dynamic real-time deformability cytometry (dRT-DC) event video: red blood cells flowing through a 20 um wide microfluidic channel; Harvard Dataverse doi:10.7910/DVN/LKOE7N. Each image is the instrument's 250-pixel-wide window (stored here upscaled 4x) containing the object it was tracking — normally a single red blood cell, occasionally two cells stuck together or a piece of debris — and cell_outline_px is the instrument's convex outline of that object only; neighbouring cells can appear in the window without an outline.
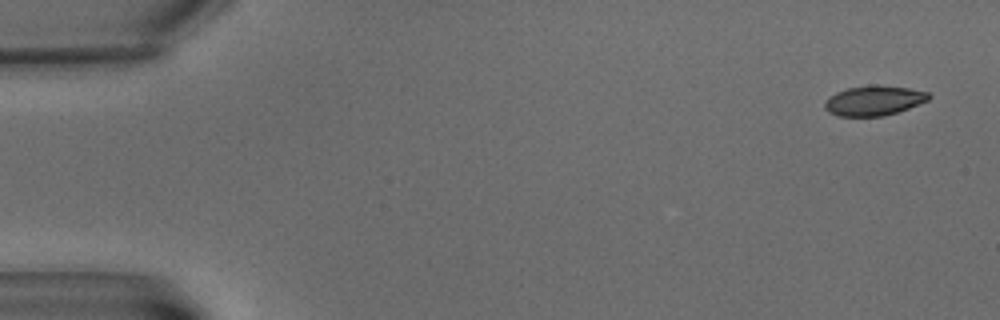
{"species": "common noctule bat (a hibernating species)", "species_latin": "Nyctalus noctula", "temperature_condition": "warm", "stored_images_in_passage": 6, "camera_frame_rate_fps": 3000, "um_per_image_px": 0.085, "animal": {"sex": "male", "body_mass_g": 15.6}, "frame": {"image": 1, "passage_image": 1, "time_ms": 0.0, "image_size_px": [1000, 320], "cell_outline_px": [[932, 96], [928, 100], [908, 108], [884, 116], [840, 116], [828, 112], [824, 108], [824, 100], [828, 96], [836, 92], [848, 88], [872, 84], [908, 88], [928, 92]], "centroid_in_image_um": [74.25, 8.54], "position_along_channel_um": 10.8, "area_um2": 18.15}}
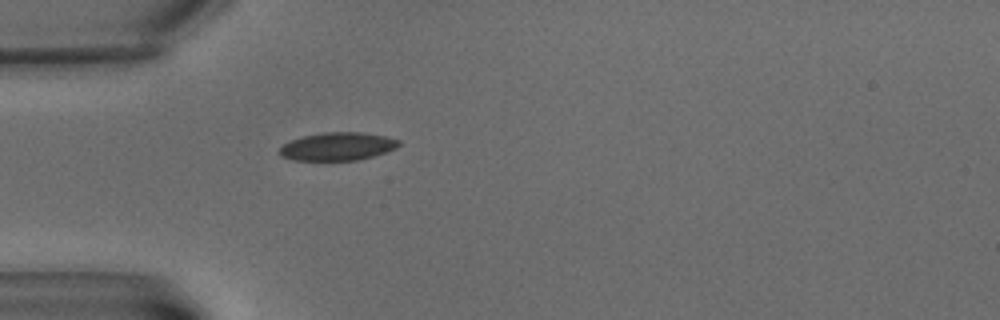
{"frame": {"image": 2, "passage_image": 6, "time_ms": 6.0, "image_size_px": [1000, 320], "cell_outline_px": [[400, 144], [396, 148], [372, 156], [356, 160], [292, 160], [280, 156], [276, 152], [284, 144], [292, 140], [304, 136], [324, 132], [360, 132], [384, 136], [400, 140]], "centroid_in_image_um": [28.66, 12.45], "position_along_channel_um": 56.3, "area_um2": 19.36}}